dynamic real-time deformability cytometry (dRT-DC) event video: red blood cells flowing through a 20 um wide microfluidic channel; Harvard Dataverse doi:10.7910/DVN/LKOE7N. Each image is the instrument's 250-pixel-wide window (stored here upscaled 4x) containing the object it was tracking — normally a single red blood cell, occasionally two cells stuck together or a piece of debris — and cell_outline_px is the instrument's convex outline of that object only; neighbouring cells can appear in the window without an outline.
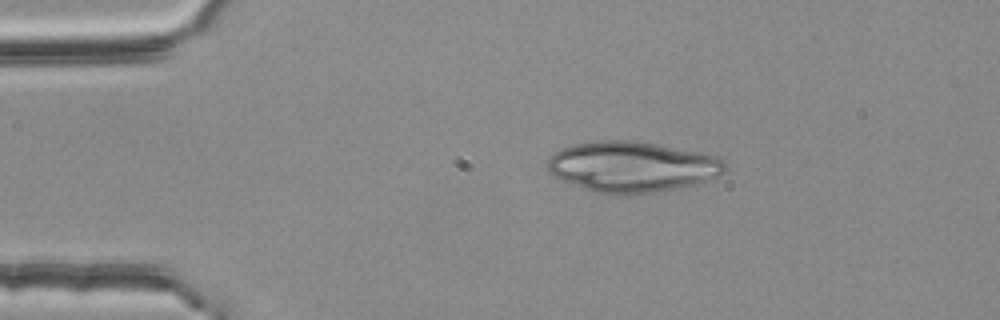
{"species": "common noctule bat (a hibernating species)", "species_latin": "Nyctalus noctula", "temperature_condition": "room temperature", "stored_images_in_passage": 44, "camera_frame_rate_fps": 3000, "um_per_image_px": 0.085, "animal": {"sex": "female", "body_mass_g": 25.1}, "frame": {"image": 1, "passage_image": 1, "time_ms": 0.0, "image_size_px": [1000, 320], "cell_outline_px": [[728, 172], [720, 176], [692, 184], [676, 188], [652, 192], [620, 196], [612, 196], [592, 192], [572, 184], [556, 176], [548, 168], [548, 160], [556, 152], [564, 148], [576, 144], [596, 140], [636, 140], [716, 156], [724, 160], [728, 168]], "centroid_in_image_um": [53.76, 14.19], "position_along_channel_um": 31.2, "area_um2": 52.31}}
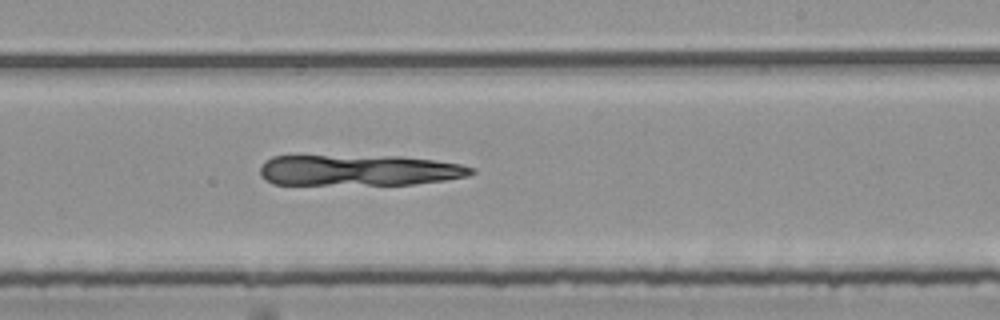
{"frame": {"image": 2, "passage_image": 23, "time_ms": 7.333, "image_size_px": [1000, 320], "cell_outline_px": [[476, 172], [468, 176], [444, 180], [416, 184], [272, 184], [264, 180], [260, 176], [260, 164], [264, 160], [272, 156], [400, 156], [432, 160], [460, 164], [476, 168]], "centroid_in_image_um": [30.49, 14.47], "position_along_channel_um": 258.5, "area_um2": 38.26}}
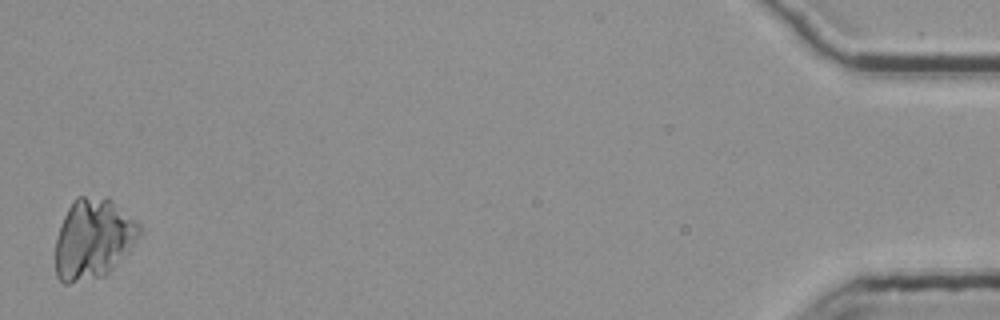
{"frame": {"image": 3, "passage_image": 44, "time_ms": 14.333, "image_size_px": [1000, 320], "cell_outline_px": [[140, 232], [128, 248], [112, 268], [104, 276], [68, 284], [64, 284], [56, 276], [56, 240], [64, 216], [72, 200], [76, 196], [108, 196], [136, 220], [140, 224]], "centroid_in_image_um": [7.88, 20.26], "position_along_channel_um": 427.3, "area_um2": 38.84}}